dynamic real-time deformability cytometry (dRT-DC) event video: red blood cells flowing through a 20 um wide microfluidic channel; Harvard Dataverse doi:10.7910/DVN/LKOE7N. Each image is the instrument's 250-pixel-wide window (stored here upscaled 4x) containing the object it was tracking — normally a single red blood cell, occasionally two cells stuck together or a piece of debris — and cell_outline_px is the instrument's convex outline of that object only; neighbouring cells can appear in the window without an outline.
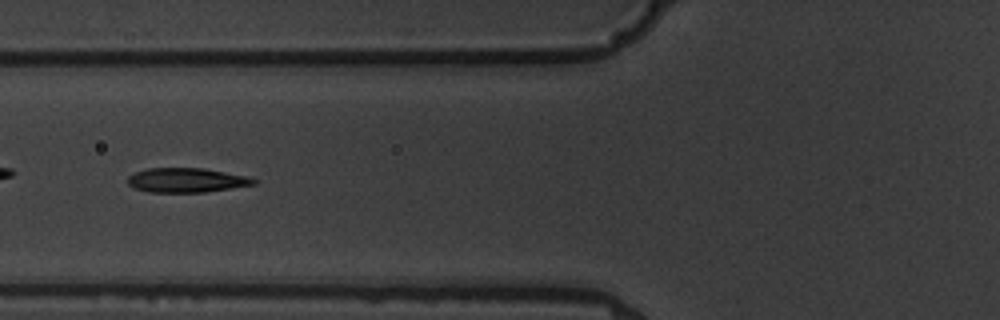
{"species": "common noctule bat (a hibernating species)", "species_latin": "Nyctalus noctula", "temperature_condition": "warm", "stored_images_in_passage": 11, "camera_frame_rate_fps": 3000, "um_per_image_px": 0.085, "animal": {"sex": "male", "body_mass_g": 19.5, "forearm_length_mm": 54.6}, "frame": {"image": 1, "passage_image": 7, "time_ms": 7.667, "image_size_px": [1000, 320], "cell_outline_px": [[256, 184], [204, 192], [148, 192], [132, 188], [128, 184], [128, 176], [136, 172], [148, 168], [204, 168], [248, 176], [256, 180]], "centroid_in_image_um": [15.83, 15.31], "position_along_channel_um": 110.0, "area_um2": 17.92}}
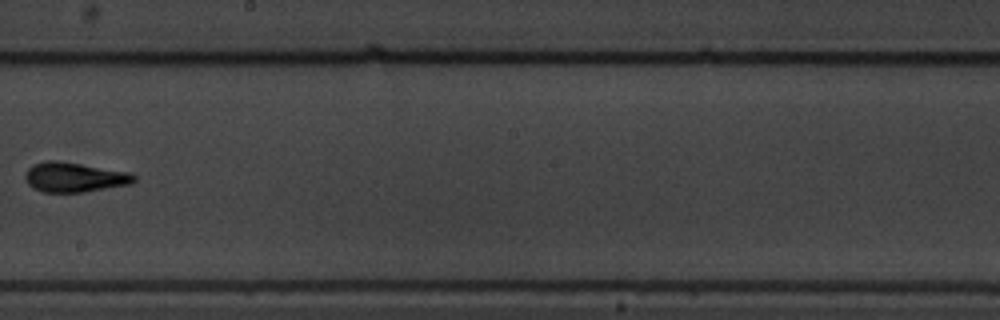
{"frame": {"image": 2, "passage_image": 10, "time_ms": 11.333, "image_size_px": [1000, 320], "cell_outline_px": [[136, 180], [132, 184], [84, 192], [44, 192], [32, 188], [28, 184], [24, 176], [28, 168], [32, 164], [48, 160], [56, 160], [128, 172], [136, 176]], "centroid_in_image_um": [6.3, 15.07], "position_along_channel_um": 241.9, "area_um2": 18.84}}
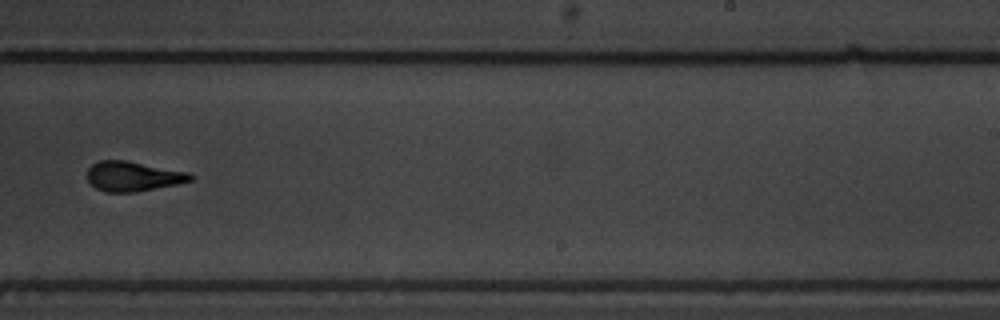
{"frame": {"image": 3, "passage_image": 11, "time_ms": 12.333, "image_size_px": [1000, 320], "cell_outline_px": [[196, 176], [192, 180], [176, 184], [136, 192], [104, 192], [96, 188], [88, 180], [88, 168], [92, 164], [100, 160], [124, 160], [188, 172]], "centroid_in_image_um": [11.31, 14.99], "position_along_channel_um": 277.7, "area_um2": 17.8}}